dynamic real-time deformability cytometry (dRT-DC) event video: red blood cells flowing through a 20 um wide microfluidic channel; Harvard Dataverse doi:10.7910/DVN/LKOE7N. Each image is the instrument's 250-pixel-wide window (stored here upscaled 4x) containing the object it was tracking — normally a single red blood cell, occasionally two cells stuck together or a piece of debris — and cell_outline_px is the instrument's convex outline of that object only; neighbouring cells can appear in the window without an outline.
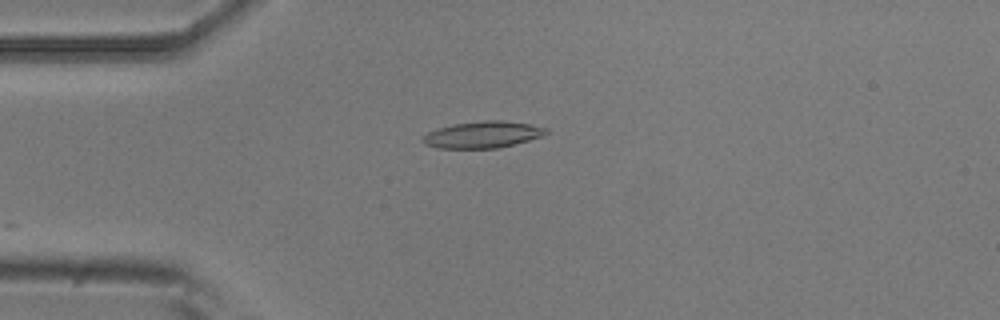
{"species": "common noctule bat (a hibernating species)", "species_latin": "Nyctalus noctula", "temperature_condition": "room temperature", "stored_images_in_passage": 4, "camera_frame_rate_fps": 3000, "um_per_image_px": 0.085, "animal": {"sex": "male", "body_mass_g": 20.5, "forearm_length_mm": 52.5}, "frame": {"image": 1, "passage_image": 4, "time_ms": 1.0, "image_size_px": [1000, 320], "cell_outline_px": [[548, 132], [544, 136], [496, 148], [440, 148], [424, 144], [420, 140], [428, 132], [436, 128], [452, 124], [484, 120], [504, 120], [528, 124], [548, 128]], "centroid_in_image_um": [41.01, 11.43], "position_along_channel_um": 44.0, "area_um2": 19.13}}